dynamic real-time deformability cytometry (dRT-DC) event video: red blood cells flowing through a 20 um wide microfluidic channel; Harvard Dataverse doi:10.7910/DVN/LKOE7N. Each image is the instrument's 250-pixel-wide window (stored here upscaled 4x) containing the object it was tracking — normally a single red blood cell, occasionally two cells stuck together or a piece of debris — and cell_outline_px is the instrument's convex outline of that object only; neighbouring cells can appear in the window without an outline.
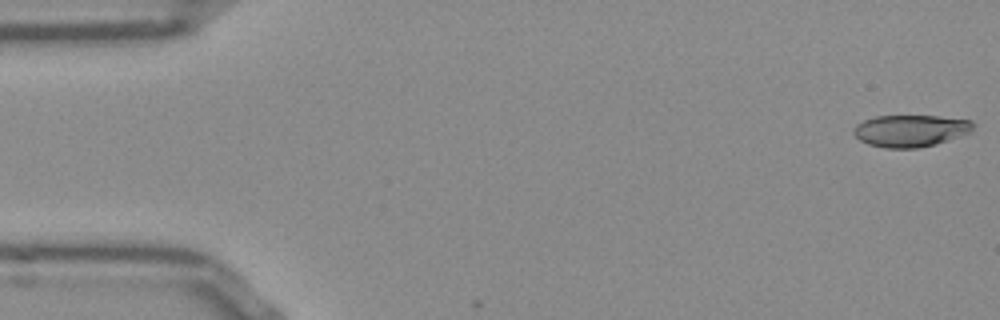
{"species": "Egyptian fruit bat (a non-hibernating species)", "species_latin": "Rousettus aegyptiacus", "temperature_condition": "room temperature", "stored_images_in_passage": 3, "camera_frame_rate_fps": 3000, "um_per_image_px": 0.085, "frame": {"image": 1, "passage_image": 1, "time_ms": 0.0, "image_size_px": [1000, 320], "cell_outline_px": [[976, 124], [972, 132], [936, 144], [916, 148], [884, 148], [868, 144], [860, 140], [852, 132], [856, 124], [864, 120], [876, 116], [940, 116], [972, 120]], "centroid_in_image_um": [77.43, 11.11], "position_along_channel_um": 7.6, "area_um2": 22.43}}